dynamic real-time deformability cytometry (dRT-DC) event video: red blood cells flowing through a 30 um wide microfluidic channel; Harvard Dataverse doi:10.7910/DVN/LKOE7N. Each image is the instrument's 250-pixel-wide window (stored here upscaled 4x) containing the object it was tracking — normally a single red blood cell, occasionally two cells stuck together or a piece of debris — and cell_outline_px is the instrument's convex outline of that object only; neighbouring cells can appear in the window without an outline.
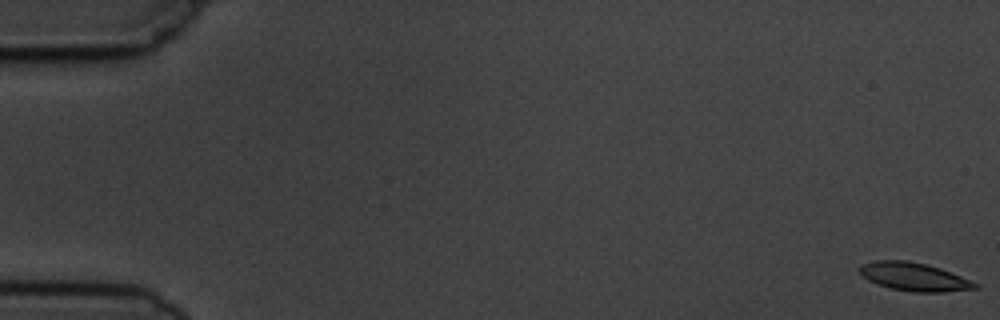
{"species": "common noctule bat (a hibernating species)", "species_latin": "Nyctalus noctula", "temperature_condition": "cold", "stored_images_in_passage": 6, "camera_frame_rate_fps": 3000, "um_per_image_px": 0.085, "animal": {"sex": "male", "body_mass_g": 19.5, "forearm_length_mm": 54.6}, "frame": {"image": 1, "passage_image": 1, "time_ms": 0.0, "image_size_px": [1000, 320], "cell_outline_px": [[980, 288], [944, 292], [912, 292], [892, 288], [876, 284], [868, 280], [860, 272], [860, 264], [876, 260], [904, 260], [924, 264], [940, 268], [980, 284]], "centroid_in_image_um": [77.71, 23.53], "position_along_channel_um": 7.3, "area_um2": 18.9}}
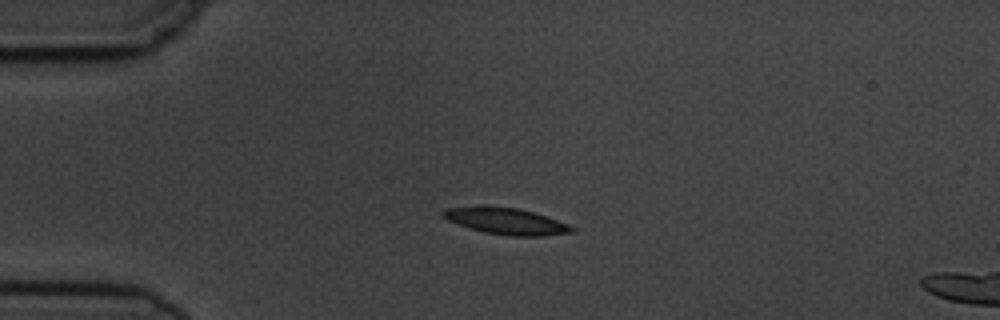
{"frame": {"image": 2, "passage_image": 4, "time_ms": 4.333, "image_size_px": [1000, 320], "cell_outline_px": [[576, 232], [544, 236], [512, 236], [484, 232], [468, 228], [448, 220], [440, 216], [440, 212], [444, 208], [476, 204], [488, 204], [520, 208], [568, 224], [576, 228]], "centroid_in_image_um": [42.93, 18.76], "position_along_channel_um": 42.1, "area_um2": 20.58}}